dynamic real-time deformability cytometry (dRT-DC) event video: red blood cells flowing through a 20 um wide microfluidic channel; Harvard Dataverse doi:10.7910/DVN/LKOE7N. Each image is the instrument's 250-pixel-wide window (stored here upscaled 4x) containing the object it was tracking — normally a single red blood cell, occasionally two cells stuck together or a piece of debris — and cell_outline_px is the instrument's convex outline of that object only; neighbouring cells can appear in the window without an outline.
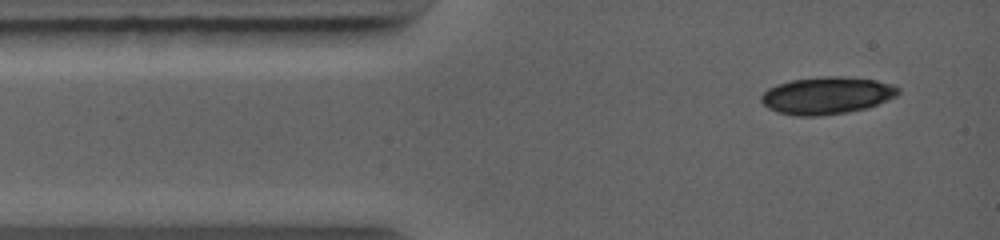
{"species": "common noctule bat (a hibernating species)", "species_latin": "Nyctalus noctula", "temperature_condition": "warm", "stored_images_in_passage": 2, "camera_frame_rate_fps": 5000, "um_per_image_px": 0.085, "animal": {"sex": "female", "body_mass_g": 19.0, "forearm_length_mm": 56.7}, "frame": {"image": 1, "passage_image": 1, "time_ms": 0.0, "image_size_px": [1000, 240], "cell_outline_px": [[900, 92], [896, 96], [876, 104], [864, 108], [844, 112], [808, 116], [800, 116], [780, 112], [768, 108], [760, 100], [760, 96], [768, 88], [776, 84], [792, 80], [820, 76], [848, 76], [876, 80], [892, 84], [900, 88]], "centroid_in_image_um": [70.27, 8.08], "position_along_channel_um": 14.7, "area_um2": 29.48}}